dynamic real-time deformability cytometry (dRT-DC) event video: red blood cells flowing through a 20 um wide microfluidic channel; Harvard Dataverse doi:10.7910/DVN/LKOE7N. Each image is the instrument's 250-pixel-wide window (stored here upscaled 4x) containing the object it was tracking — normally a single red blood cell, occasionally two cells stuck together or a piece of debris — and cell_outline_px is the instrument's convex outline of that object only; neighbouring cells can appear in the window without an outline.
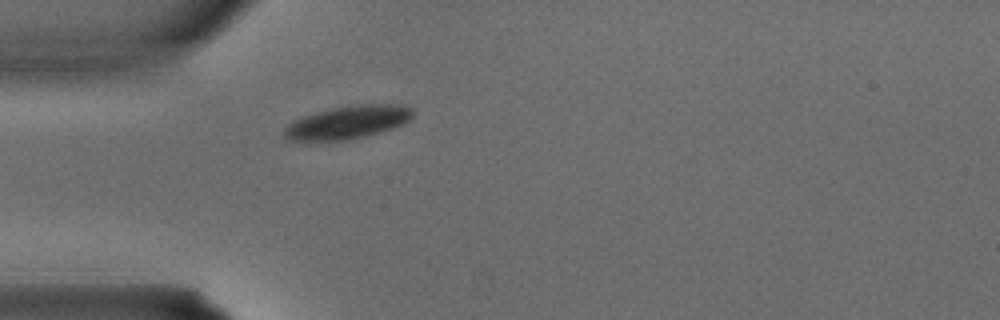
{"species": "common noctule bat (a hibernating species)", "species_latin": "Nyctalus noctula", "temperature_condition": "warm", "stored_images_in_passage": 4, "camera_frame_rate_fps": 3000, "um_per_image_px": 0.085, "animal": {"sex": "male", "body_mass_g": 15.6}, "frame": {"image": 1, "passage_image": 4, "time_ms": 1.0, "image_size_px": [1000, 320], "cell_outline_px": [[416, 112], [408, 120], [392, 128], [380, 132], [364, 136], [344, 140], [288, 140], [284, 136], [284, 128], [292, 120], [304, 116], [336, 108], [364, 104], [408, 104]], "centroid_in_image_um": [29.6, 10.38], "position_along_channel_um": 55.4, "area_um2": 24.33}}